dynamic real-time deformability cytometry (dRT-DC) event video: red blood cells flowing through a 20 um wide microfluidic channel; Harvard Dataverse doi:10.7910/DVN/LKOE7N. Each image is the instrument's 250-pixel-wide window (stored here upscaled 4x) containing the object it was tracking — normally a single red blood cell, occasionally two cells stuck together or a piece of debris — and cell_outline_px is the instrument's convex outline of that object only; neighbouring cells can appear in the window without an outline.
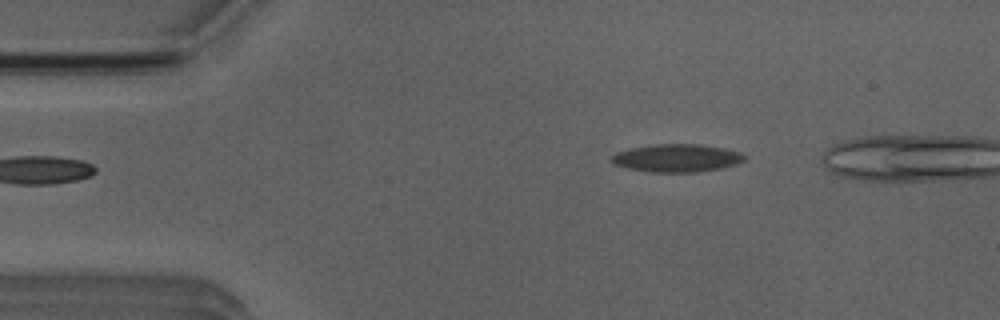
{"species": "Egyptian fruit bat (a non-hibernating species)", "species_latin": "Rousettus aegyptiacus", "temperature_condition": "room temperature", "stored_images_in_passage": 5, "camera_frame_rate_fps": 3000, "um_per_image_px": 0.085, "animal": {"sex": "male"}, "frame": {"image": 1, "passage_image": 3, "time_ms": 2.333, "image_size_px": [1000, 320], "cell_outline_px": [[748, 156], [744, 160], [736, 164], [720, 168], [696, 172], [648, 172], [628, 168], [616, 164], [612, 160], [612, 156], [616, 152], [628, 148], [656, 144], [700, 144], [724, 148], [740, 152]], "centroid_in_image_um": [57.55, 13.42], "position_along_channel_um": 27.4, "area_um2": 21.56}}